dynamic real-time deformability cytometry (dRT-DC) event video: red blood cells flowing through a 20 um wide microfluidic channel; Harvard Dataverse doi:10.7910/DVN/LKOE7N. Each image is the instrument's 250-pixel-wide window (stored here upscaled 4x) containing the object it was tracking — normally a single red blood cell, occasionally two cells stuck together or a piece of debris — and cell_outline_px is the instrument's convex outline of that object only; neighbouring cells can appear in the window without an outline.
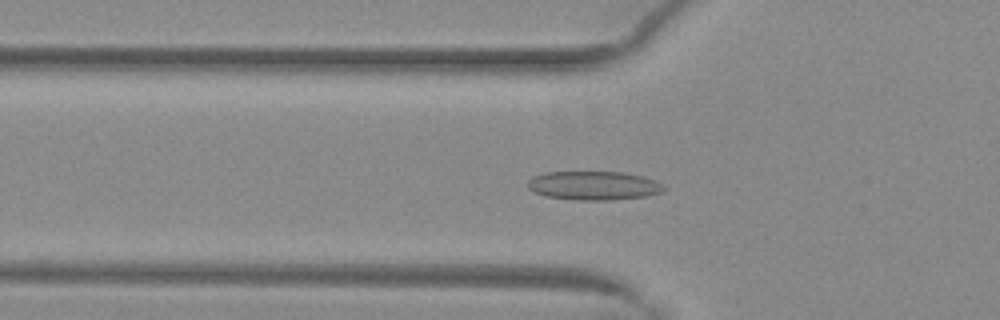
{"species": "common noctule bat (a hibernating species)", "species_latin": "Nyctalus noctula", "temperature_condition": "warm", "stored_images_in_passage": 53, "camera_frame_rate_fps": 3000, "um_per_image_px": 0.085, "animal": {"sex": "female", "body_mass_g": 29.2, "forearm_length_mm": 56.3}, "frame": {"image": 1, "passage_image": 18, "time_ms": 5.667, "image_size_px": [1000, 320], "cell_outline_px": [[668, 188], [660, 192], [644, 196], [612, 200], [572, 200], [544, 196], [528, 188], [528, 180], [532, 176], [544, 172], [624, 172], [656, 180], [664, 184]], "centroid_in_image_um": [50.46, 15.77], "position_along_channel_um": 75.3, "area_um2": 23.0}}
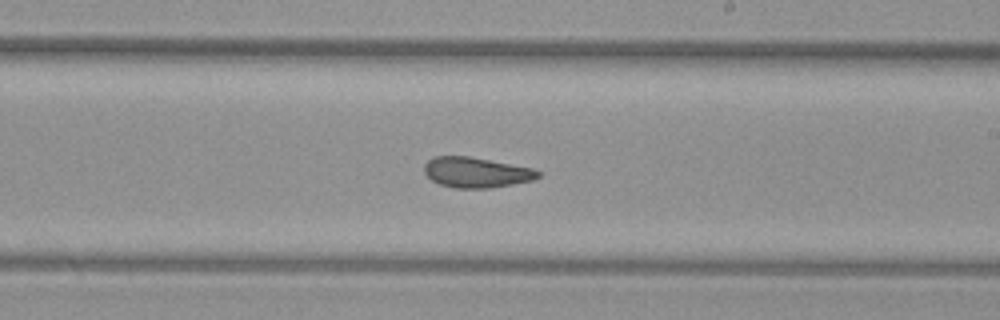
{"frame": {"image": 2, "passage_image": 31, "time_ms": 10.0, "image_size_px": [1000, 320], "cell_outline_px": [[544, 172], [540, 176], [532, 180], [492, 188], [456, 188], [440, 184], [432, 180], [424, 172], [424, 164], [432, 156], [468, 156], [532, 168]], "centroid_in_image_um": [40.48, 14.65], "position_along_channel_um": 248.5, "area_um2": 20.11}}
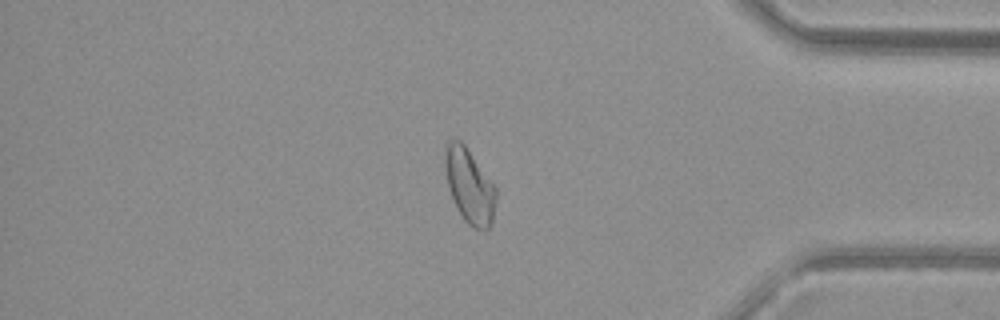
{"frame": {"image": 3, "passage_image": 44, "time_ms": 14.333, "image_size_px": [1000, 320], "cell_outline_px": [[496, 200], [492, 224], [484, 232], [472, 228], [464, 220], [456, 208], [448, 188], [444, 164], [444, 156], [448, 140], [460, 140], [464, 144], [496, 188]], "centroid_in_image_um": [39.9, 15.86], "position_along_channel_um": 395.3, "area_um2": 22.2}, "authors_computed_cell_mechanics": {"area_um2": 22.3686, "velocity_mm_per_s": 3.9857, "shape_relaxation_time_tau1_ms": null, "shape_relaxation_time_tau2_ms": 2.0634, "deformation_change_tau1": null, "deformation_change_tau2": 0.0867}}